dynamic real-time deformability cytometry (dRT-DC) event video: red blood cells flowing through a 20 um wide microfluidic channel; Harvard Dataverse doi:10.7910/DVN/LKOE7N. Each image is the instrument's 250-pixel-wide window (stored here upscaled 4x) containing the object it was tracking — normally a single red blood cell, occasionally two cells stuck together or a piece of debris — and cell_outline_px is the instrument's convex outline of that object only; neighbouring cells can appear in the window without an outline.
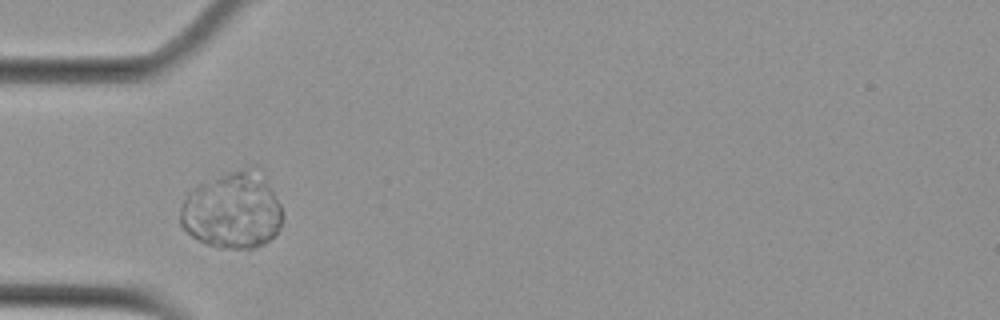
{"species": "Egyptian fruit bat (a non-hibernating species)", "species_latin": "Rousettus aegyptiacus", "temperature_condition": "cold", "stored_images_in_passage": 2, "camera_frame_rate_fps": 3000, "um_per_image_px": 0.085, "animal": {"sex": "female"}, "frame": {"image": 1, "passage_image": 2, "time_ms": 1.0, "image_size_px": [1000, 320], "cell_outline_px": [[284, 216], [280, 228], [268, 240], [256, 248], [220, 248], [204, 244], [192, 236], [180, 224], [180, 204], [188, 192], [192, 188], [200, 184], [252, 164], [260, 164], [280, 204]], "centroid_in_image_um": [19.8, 17.85], "position_along_channel_um": 65.2, "area_um2": 46.36}}